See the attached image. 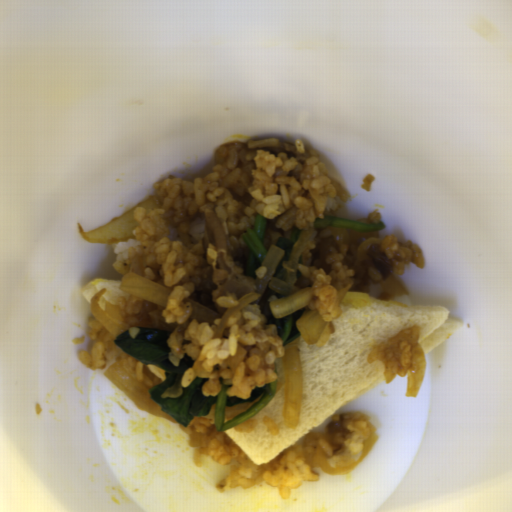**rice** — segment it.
<instances>
[{
	"instance_id": "rice-1",
	"label": "rice",
	"mask_w": 512,
	"mask_h": 512,
	"mask_svg": "<svg viewBox=\"0 0 512 512\" xmlns=\"http://www.w3.org/2000/svg\"><path fill=\"white\" fill-rule=\"evenodd\" d=\"M294 145L302 154L307 151L310 158L299 161L287 157L286 152L276 157L270 151L248 149V143L242 141L219 146L200 172L182 179L171 174L153 184L150 198L160 207H136L134 238L112 244L111 265L120 274L135 272L172 289L161 315L165 323H177L166 341L168 358L175 367L188 354L193 361L201 360L210 372L228 356L236 355L239 345L271 342L277 346V357L272 352L264 357L274 370L261 369L255 355L247 360L252 376H245V364L237 366L225 393L228 397L246 399L256 387L275 381V392L283 388L286 345L277 335L276 325L268 324L258 302L230 316L220 338L214 334L223 316L211 326L190 318L191 303L183 300L195 292L188 278L199 264L190 250L206 234L207 208L216 212L227 247L243 272H247L249 250L242 237L253 228L258 215L266 218L262 237L266 254L272 245L277 246L279 237L291 239L295 228L300 234L314 230L317 217L345 218L350 194L330 177L317 152L302 139H296Z\"/></svg>"
},
{
	"instance_id": "rice-2",
	"label": "rice",
	"mask_w": 512,
	"mask_h": 512,
	"mask_svg": "<svg viewBox=\"0 0 512 512\" xmlns=\"http://www.w3.org/2000/svg\"><path fill=\"white\" fill-rule=\"evenodd\" d=\"M347 429L350 435L344 439L338 452H333L332 447L323 439L326 431L308 433L266 464L253 463L236 444L231 451H227L216 438L206 446H199V450L217 463L236 464L235 469L217 485L219 492H228L235 487L250 490L258 483H264L269 488H276L280 499L287 501L293 488L297 489L303 483L319 479L314 471L315 466L311 465L318 448H321L331 467L348 466L360 459L365 441L377 433L375 426L368 420L351 421Z\"/></svg>"
},
{
	"instance_id": "rice-3",
	"label": "rice",
	"mask_w": 512,
	"mask_h": 512,
	"mask_svg": "<svg viewBox=\"0 0 512 512\" xmlns=\"http://www.w3.org/2000/svg\"><path fill=\"white\" fill-rule=\"evenodd\" d=\"M343 257L342 253H337L325 258L330 266L329 273L314 266L296 264L295 270L301 271L312 282V299L306 306L309 311L317 310L327 323L316 342L317 347L323 346L335 332L333 320L341 316L342 300L354 283L353 277H356L353 269L344 264Z\"/></svg>"
},
{
	"instance_id": "rice-4",
	"label": "rice",
	"mask_w": 512,
	"mask_h": 512,
	"mask_svg": "<svg viewBox=\"0 0 512 512\" xmlns=\"http://www.w3.org/2000/svg\"><path fill=\"white\" fill-rule=\"evenodd\" d=\"M91 350L80 352L79 361L90 370L99 371L108 367L110 362H121L132 376L149 390L166 381V374L161 367L145 364L126 353L114 343L115 337L95 316L89 320Z\"/></svg>"
},
{
	"instance_id": "rice-5",
	"label": "rice",
	"mask_w": 512,
	"mask_h": 512,
	"mask_svg": "<svg viewBox=\"0 0 512 512\" xmlns=\"http://www.w3.org/2000/svg\"><path fill=\"white\" fill-rule=\"evenodd\" d=\"M380 243L381 248L391 261L393 267L391 275H403L407 264H412L420 269L424 267L425 259L422 249L413 241L401 242L397 236L389 234L380 239Z\"/></svg>"
},
{
	"instance_id": "rice-6",
	"label": "rice",
	"mask_w": 512,
	"mask_h": 512,
	"mask_svg": "<svg viewBox=\"0 0 512 512\" xmlns=\"http://www.w3.org/2000/svg\"><path fill=\"white\" fill-rule=\"evenodd\" d=\"M216 408L212 405L208 416H195L187 427L181 426L184 433L191 434L193 432H207L208 429L215 425Z\"/></svg>"
},
{
	"instance_id": "rice-7",
	"label": "rice",
	"mask_w": 512,
	"mask_h": 512,
	"mask_svg": "<svg viewBox=\"0 0 512 512\" xmlns=\"http://www.w3.org/2000/svg\"><path fill=\"white\" fill-rule=\"evenodd\" d=\"M258 425V420L256 419H247L243 423L238 426L233 427L235 431L238 433H250L255 430Z\"/></svg>"
},
{
	"instance_id": "rice-8",
	"label": "rice",
	"mask_w": 512,
	"mask_h": 512,
	"mask_svg": "<svg viewBox=\"0 0 512 512\" xmlns=\"http://www.w3.org/2000/svg\"><path fill=\"white\" fill-rule=\"evenodd\" d=\"M196 378L198 377L194 371V366L192 365L191 367L184 370L183 375L181 376L180 384L183 388H186L190 386Z\"/></svg>"
},
{
	"instance_id": "rice-9",
	"label": "rice",
	"mask_w": 512,
	"mask_h": 512,
	"mask_svg": "<svg viewBox=\"0 0 512 512\" xmlns=\"http://www.w3.org/2000/svg\"><path fill=\"white\" fill-rule=\"evenodd\" d=\"M263 425L266 427V429L269 431L270 435H278L280 432L279 426L276 424V422L270 417L265 416L262 420Z\"/></svg>"
},
{
	"instance_id": "rice-10",
	"label": "rice",
	"mask_w": 512,
	"mask_h": 512,
	"mask_svg": "<svg viewBox=\"0 0 512 512\" xmlns=\"http://www.w3.org/2000/svg\"><path fill=\"white\" fill-rule=\"evenodd\" d=\"M382 221V213L379 211H372L368 218H362L357 222L363 223V224H372V223H379Z\"/></svg>"
},
{
	"instance_id": "rice-11",
	"label": "rice",
	"mask_w": 512,
	"mask_h": 512,
	"mask_svg": "<svg viewBox=\"0 0 512 512\" xmlns=\"http://www.w3.org/2000/svg\"><path fill=\"white\" fill-rule=\"evenodd\" d=\"M267 267H264V265H261L255 270L256 278L258 280H261L266 275Z\"/></svg>"
},
{
	"instance_id": "rice-12",
	"label": "rice",
	"mask_w": 512,
	"mask_h": 512,
	"mask_svg": "<svg viewBox=\"0 0 512 512\" xmlns=\"http://www.w3.org/2000/svg\"><path fill=\"white\" fill-rule=\"evenodd\" d=\"M128 330H129V331H128L129 335H130V336H131V338H132V339H134V340L137 338V336H138V335H139V333H140V330H139L138 326L130 327Z\"/></svg>"
}]
</instances>
